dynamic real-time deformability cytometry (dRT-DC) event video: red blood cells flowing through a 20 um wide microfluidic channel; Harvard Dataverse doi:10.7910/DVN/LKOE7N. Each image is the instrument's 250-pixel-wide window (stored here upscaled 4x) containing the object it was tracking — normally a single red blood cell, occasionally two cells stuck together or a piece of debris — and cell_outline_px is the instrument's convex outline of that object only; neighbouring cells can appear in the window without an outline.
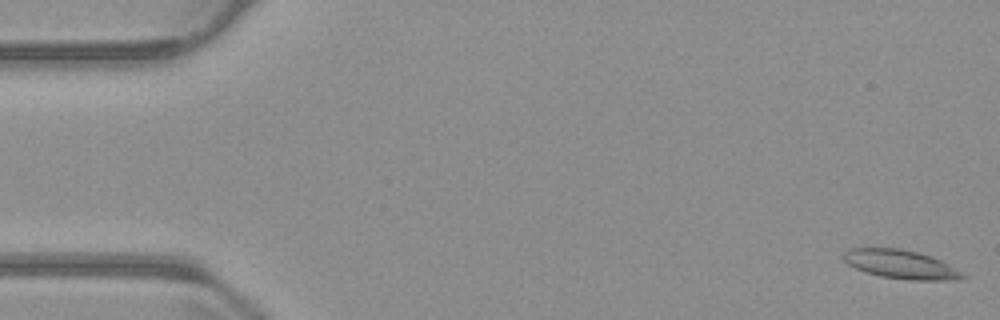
{"species": "common noctule bat (a hibernating species)", "species_latin": "Nyctalus noctula", "temperature_condition": "warm", "stored_images_in_passage": 55, "camera_frame_rate_fps": 3000, "um_per_image_px": 0.085, "animal": {"sex": "male", "body_mass_g": 23.1, "forearm_length_mm": 52.7}, "frame": {"image": 1, "passage_image": 1, "time_ms": 0.0, "image_size_px": [1000, 320], "cell_outline_px": [[968, 276], [960, 280], [912, 280], [880, 276], [856, 268], [848, 264], [844, 260], [844, 252], [848, 248], [900, 248], [932, 256], [956, 268]], "centroid_in_image_um": [76.61, 22.47], "position_along_channel_um": 8.4, "area_um2": 19.88}}
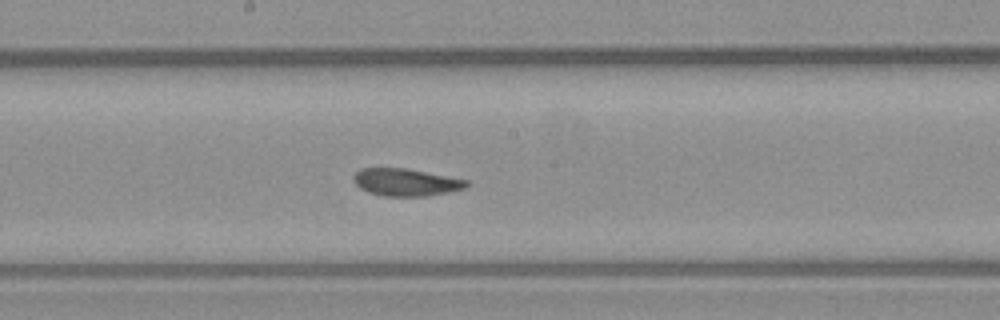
{"frame": {"image": 2, "passage_image": 29, "time_ms": 9.333, "image_size_px": [1000, 320], "cell_outline_px": [[472, 184], [464, 188], [448, 192], [424, 196], [384, 196], [368, 192], [360, 188], [352, 180], [352, 176], [360, 168], [408, 168], [468, 180]], "centroid_in_image_um": [34.49, 15.48], "position_along_channel_um": 213.7, "area_um2": 18.15}}
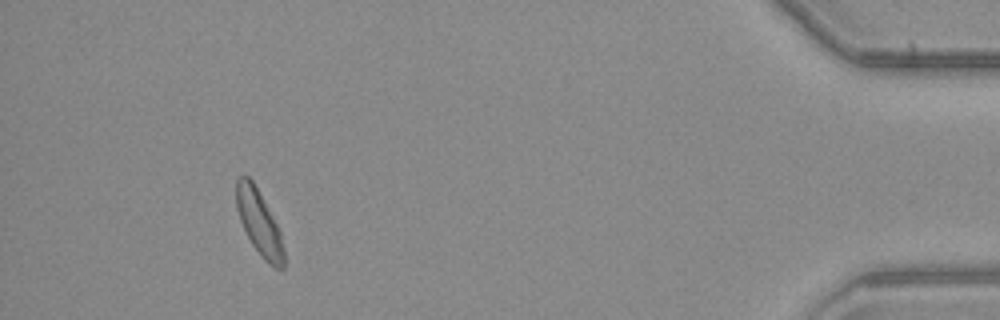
{"frame": {"image": 3, "passage_image": 51, "time_ms": 16.667, "image_size_px": [1000, 320], "cell_outline_px": [[284, 268], [276, 268], [268, 264], [264, 260], [252, 244], [240, 220], [236, 208], [236, 180], [244, 172], [252, 180], [272, 216], [280, 232], [284, 248]], "centroid_in_image_um": [22.01, 18.92], "position_along_channel_um": 413.2, "area_um2": 17.74}, "authors_computed_cell_mechanics": {"area_um2": 18.785, "velocity_mm_per_s": 3.6979, "shape_relaxation_time_tau1_ms": null, "shape_relaxation_time_tau2_ms": 2.0879, "deformation_change_tau1": null, "deformation_change_tau2": 0.0667}}